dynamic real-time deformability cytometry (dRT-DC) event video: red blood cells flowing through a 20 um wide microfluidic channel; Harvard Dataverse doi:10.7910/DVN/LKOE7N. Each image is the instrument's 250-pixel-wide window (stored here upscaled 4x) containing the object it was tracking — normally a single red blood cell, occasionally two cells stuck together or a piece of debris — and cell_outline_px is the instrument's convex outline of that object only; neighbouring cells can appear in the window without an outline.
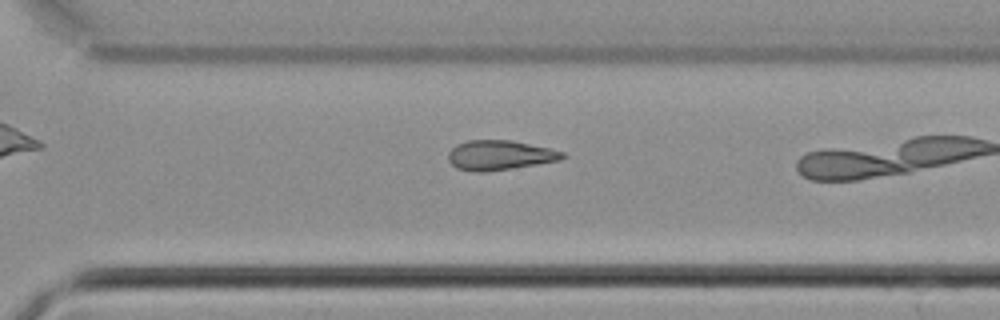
{"species": "common noctule bat (a hibernating species)", "species_latin": "Nyctalus noctula", "temperature_condition": "cold", "stored_images_in_passage": 22, "camera_frame_rate_fps": 3000, "um_per_image_px": 0.085, "animal": {"sex": "male", "body_mass_g": 21.5, "forearm_length_mm": 52.0}, "frame": {"image": 1, "passage_image": 19, "time_ms": 6.0, "image_size_px": [1000, 320], "cell_outline_px": [[568, 156], [560, 160], [512, 168], [484, 172], [476, 172], [456, 168], [448, 160], [448, 152], [456, 144], [468, 140], [512, 140], [548, 148], [564, 152]], "centroid_in_image_um": [42.46, 13.19], "position_along_channel_um": 328.1, "area_um2": 19.77}}